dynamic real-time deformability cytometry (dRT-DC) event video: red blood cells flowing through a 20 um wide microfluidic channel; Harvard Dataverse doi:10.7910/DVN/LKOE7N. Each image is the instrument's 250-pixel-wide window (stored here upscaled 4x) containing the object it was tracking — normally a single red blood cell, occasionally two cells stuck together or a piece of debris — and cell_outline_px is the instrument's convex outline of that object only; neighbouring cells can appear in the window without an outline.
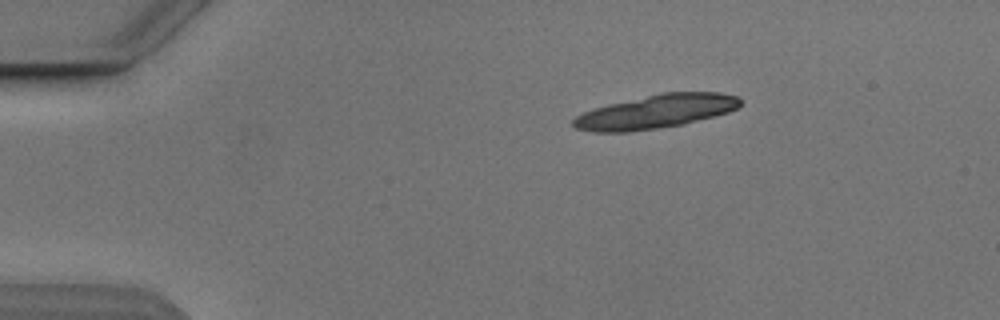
{"species": "Egyptian fruit bat (a non-hibernating species)", "species_latin": "Rousettus aegyptiacus", "temperature_condition": "cold", "stored_images_in_passage": 2, "camera_frame_rate_fps": 3000, "um_per_image_px": 0.085, "animal": {"sex": "male"}, "frame": {"image": 1, "passage_image": 2, "time_ms": 1.333, "image_size_px": [1000, 320], "cell_outline_px": [[740, 104], [736, 108], [728, 112], [716, 116], [684, 124], [628, 132], [592, 132], [576, 128], [572, 124], [572, 120], [576, 116], [584, 112], [608, 104], [660, 92], [720, 92], [736, 96], [740, 100]], "centroid_in_image_um": [55.74, 9.48], "position_along_channel_um": 29.3, "area_um2": 32.71}}